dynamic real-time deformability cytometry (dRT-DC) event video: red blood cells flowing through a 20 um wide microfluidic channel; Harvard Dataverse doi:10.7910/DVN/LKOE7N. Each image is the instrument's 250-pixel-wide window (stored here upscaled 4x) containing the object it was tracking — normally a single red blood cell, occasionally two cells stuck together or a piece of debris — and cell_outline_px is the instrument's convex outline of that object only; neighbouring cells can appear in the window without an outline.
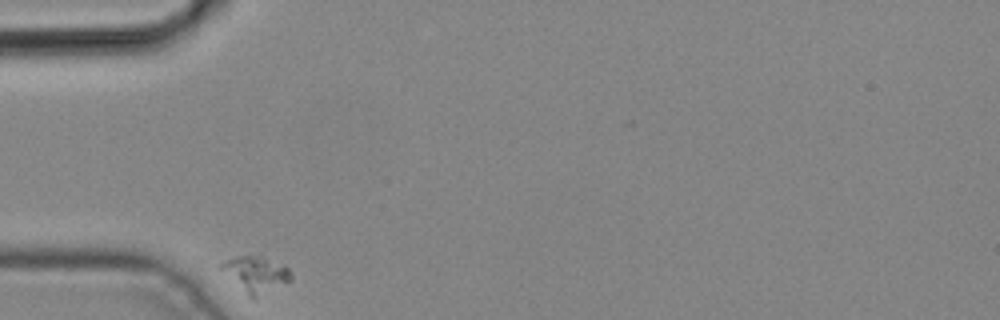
{"species": "common noctule bat (a hibernating species)", "species_latin": "Nyctalus noctula", "temperature_condition": "cold", "stored_images_in_passage": 2, "camera_frame_rate_fps": 3000, "um_per_image_px": 0.085, "animal": {"sex": "male", "body_mass_g": 19.2, "forearm_length_mm": 51.8}, "frame": {"image": 1, "passage_image": 1, "time_ms": 0.0, "image_size_px": [1000, 320], "cell_outline_px": [[292, 280], [252, 300], [220, 268], [220, 264], [236, 256], [260, 256], [288, 268], [292, 272]], "centroid_in_image_um": [21.77, 23.33], "position_along_channel_um": 63.2, "area_um2": 14.22}}